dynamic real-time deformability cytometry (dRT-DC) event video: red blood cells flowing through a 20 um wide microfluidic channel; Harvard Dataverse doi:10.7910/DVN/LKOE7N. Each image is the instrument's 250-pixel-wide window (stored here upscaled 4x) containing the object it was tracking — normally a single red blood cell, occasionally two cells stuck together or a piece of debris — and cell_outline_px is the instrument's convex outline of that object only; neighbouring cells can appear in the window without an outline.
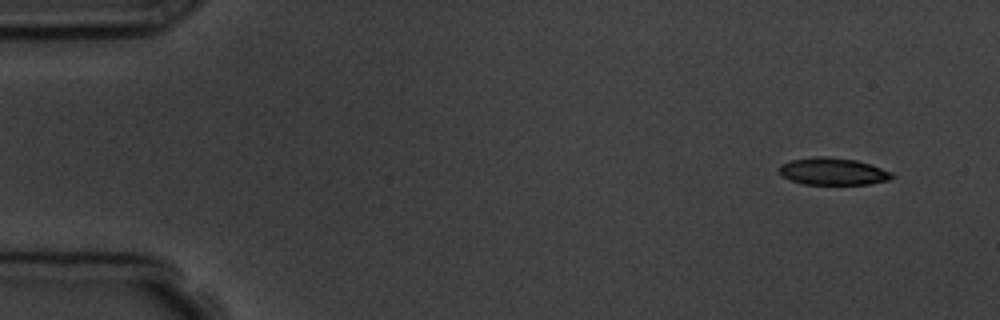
{"species": "common noctule bat (a hibernating species)", "species_latin": "Nyctalus noctula", "temperature_condition": "room temperature", "stored_images_in_passage": 6, "camera_frame_rate_fps": 3000, "um_per_image_px": 0.085, "animal": {"sex": "male", "body_mass_g": 19.5, "forearm_length_mm": 54.6}, "frame": {"image": 1, "passage_image": 1, "time_ms": 0.0, "image_size_px": [1000, 320], "cell_outline_px": [[896, 176], [888, 180], [868, 184], [804, 184], [792, 180], [784, 176], [780, 172], [780, 164], [792, 160], [816, 156], [828, 156], [856, 160], [872, 164], [892, 172]], "centroid_in_image_um": [70.85, 14.56], "position_along_channel_um": 14.1, "area_um2": 17.8}}
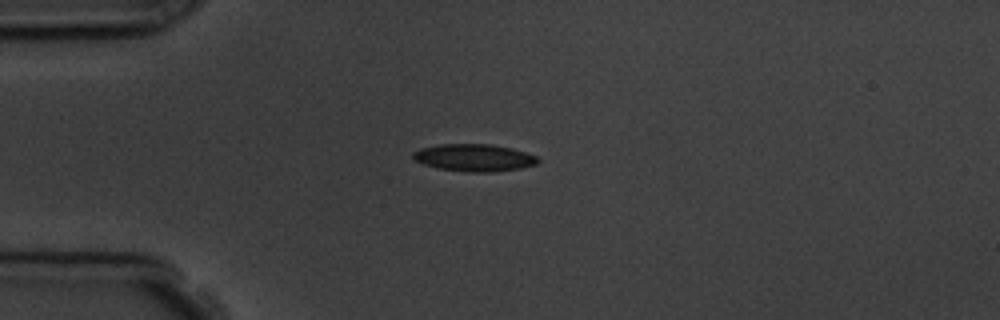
{"frame": {"image": 2, "passage_image": 4, "time_ms": 3.333, "image_size_px": [1000, 320], "cell_outline_px": [[540, 160], [536, 164], [520, 168], [492, 172], [468, 172], [436, 168], [424, 164], [416, 160], [412, 156], [412, 152], [420, 148], [440, 144], [492, 144], [512, 148], [536, 156]], "centroid_in_image_um": [40.28, 13.4], "position_along_channel_um": 44.7, "area_um2": 19.83}}